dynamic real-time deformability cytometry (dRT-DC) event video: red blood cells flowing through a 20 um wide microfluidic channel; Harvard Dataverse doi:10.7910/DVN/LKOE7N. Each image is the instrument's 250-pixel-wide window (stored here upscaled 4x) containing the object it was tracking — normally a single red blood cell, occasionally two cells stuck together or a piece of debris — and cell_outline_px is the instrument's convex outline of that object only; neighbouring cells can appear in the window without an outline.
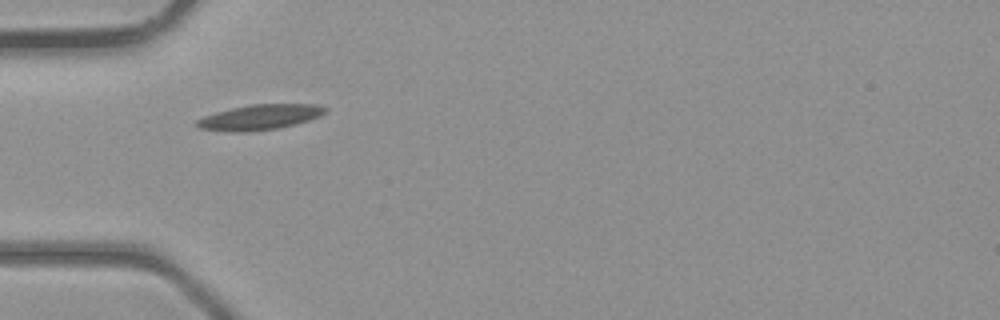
{"species": "common noctule bat (a hibernating species)", "species_latin": "Nyctalus noctula", "temperature_condition": "room temperature", "stored_images_in_passage": 2, "camera_frame_rate_fps": 3000, "um_per_image_px": 0.085, "animal": {"sex": "male", "body_mass_g": 23.1, "forearm_length_mm": 52.7}, "frame": {"image": 1, "passage_image": 1, "time_ms": 0.0, "image_size_px": [1000, 320], "cell_outline_px": [[328, 112], [320, 116], [296, 124], [276, 128], [252, 132], [232, 132], [200, 128], [196, 124], [196, 120], [204, 116], [216, 112], [232, 108], [252, 104], [316, 104], [328, 108]], "centroid_in_image_um": [22.12, 9.96], "position_along_channel_um": 62.9, "area_um2": 18.9}}
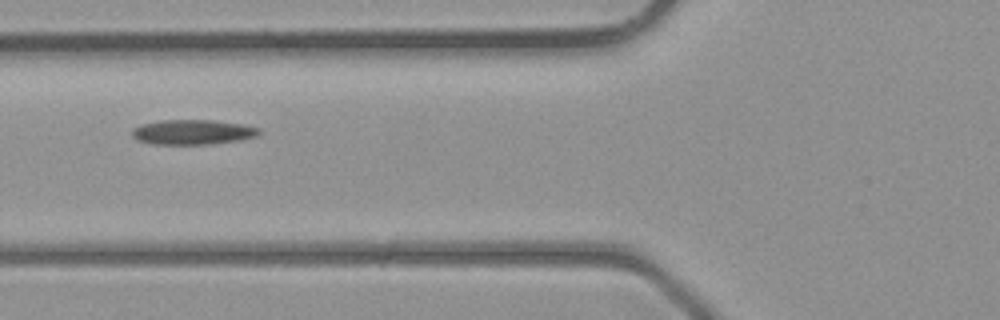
{"frame": {"image": 2, "passage_image": 2, "time_ms": 1.0, "image_size_px": [1000, 320], "cell_outline_px": [[260, 132], [256, 136], [240, 140], [208, 144], [152, 144], [136, 140], [132, 136], [132, 128], [140, 124], [160, 120], [212, 120], [244, 124], [260, 128]], "centroid_in_image_um": [16.35, 11.22], "position_along_channel_um": 109.5, "area_um2": 18.55}}